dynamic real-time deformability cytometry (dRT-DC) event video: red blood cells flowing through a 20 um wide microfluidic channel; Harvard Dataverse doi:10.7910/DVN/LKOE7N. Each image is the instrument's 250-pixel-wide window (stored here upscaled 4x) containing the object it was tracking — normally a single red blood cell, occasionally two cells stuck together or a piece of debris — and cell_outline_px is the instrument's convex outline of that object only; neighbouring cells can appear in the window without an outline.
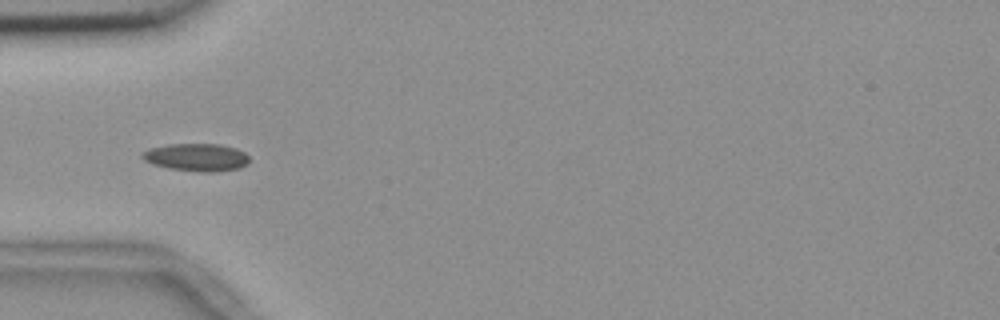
{"species": "common noctule bat (a hibernating species)", "species_latin": "Nyctalus noctula", "temperature_condition": "room temperature", "stored_images_in_passage": 12, "camera_frame_rate_fps": 3000, "um_per_image_px": 0.085, "animal": {"sex": "female", "body_mass_g": 18.4}, "frame": {"image": 1, "passage_image": 3, "time_ms": 0.667, "image_size_px": [1000, 320], "cell_outline_px": [[248, 164], [240, 168], [216, 172], [200, 172], [168, 168], [152, 164], [144, 160], [140, 156], [144, 152], [152, 148], [168, 144], [220, 144], [236, 148], [244, 152], [248, 156]], "centroid_in_image_um": [16.73, 13.38], "position_along_channel_um": 68.3, "area_um2": 17.28}}
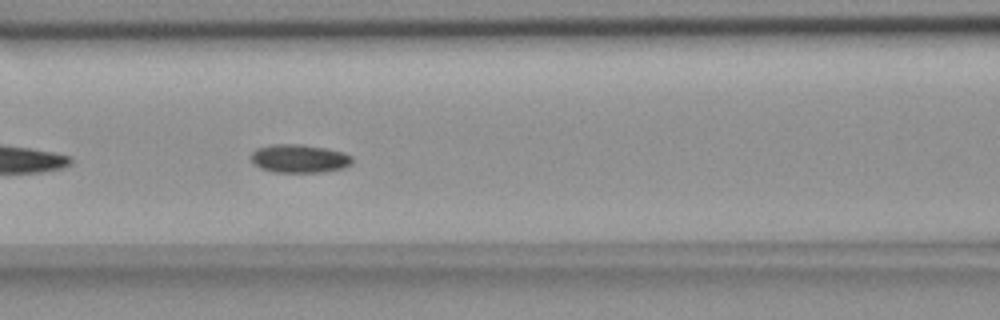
{"frame": {"image": 2, "passage_image": 9, "time_ms": 2.667, "image_size_px": [1000, 320], "cell_outline_px": [[352, 164], [344, 168], [324, 172], [272, 172], [260, 168], [252, 164], [252, 152], [256, 148], [272, 144], [300, 144], [324, 148], [344, 152], [352, 156]], "centroid_in_image_um": [25.44, 13.48], "position_along_channel_um": 141.2, "area_um2": 16.88}}